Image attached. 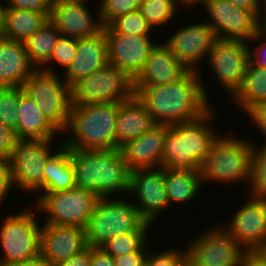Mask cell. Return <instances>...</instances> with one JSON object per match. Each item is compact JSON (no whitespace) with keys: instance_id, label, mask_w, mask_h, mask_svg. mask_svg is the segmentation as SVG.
I'll list each match as a JSON object with an SVG mask.
<instances>
[{"instance_id":"6da1fadb","label":"cell","mask_w":266,"mask_h":266,"mask_svg":"<svg viewBox=\"0 0 266 266\" xmlns=\"http://www.w3.org/2000/svg\"><path fill=\"white\" fill-rule=\"evenodd\" d=\"M200 68L190 70L175 83L159 86H134L156 124L173 126L205 115L212 105L201 82Z\"/></svg>"},{"instance_id":"7a4b0ae2","label":"cell","mask_w":266,"mask_h":266,"mask_svg":"<svg viewBox=\"0 0 266 266\" xmlns=\"http://www.w3.org/2000/svg\"><path fill=\"white\" fill-rule=\"evenodd\" d=\"M70 160L77 187L93 191L99 198H110L119 191L129 192L132 171L124 160L121 148L70 149Z\"/></svg>"},{"instance_id":"3957f363","label":"cell","mask_w":266,"mask_h":266,"mask_svg":"<svg viewBox=\"0 0 266 266\" xmlns=\"http://www.w3.org/2000/svg\"><path fill=\"white\" fill-rule=\"evenodd\" d=\"M213 107L197 120L179 123L167 129L161 167L200 171L219 136L211 127L215 117ZM211 120V121H210Z\"/></svg>"},{"instance_id":"277c9868","label":"cell","mask_w":266,"mask_h":266,"mask_svg":"<svg viewBox=\"0 0 266 266\" xmlns=\"http://www.w3.org/2000/svg\"><path fill=\"white\" fill-rule=\"evenodd\" d=\"M118 103L72 105L63 144L71 150L116 149Z\"/></svg>"},{"instance_id":"5b68a950","label":"cell","mask_w":266,"mask_h":266,"mask_svg":"<svg viewBox=\"0 0 266 266\" xmlns=\"http://www.w3.org/2000/svg\"><path fill=\"white\" fill-rule=\"evenodd\" d=\"M253 143L248 139L219 134L201 166L202 183L216 181L229 184L245 180L249 184Z\"/></svg>"},{"instance_id":"8992f818","label":"cell","mask_w":266,"mask_h":266,"mask_svg":"<svg viewBox=\"0 0 266 266\" xmlns=\"http://www.w3.org/2000/svg\"><path fill=\"white\" fill-rule=\"evenodd\" d=\"M146 221L125 198H100L85 228L88 246L101 247L109 239L138 231Z\"/></svg>"},{"instance_id":"52a82bcc","label":"cell","mask_w":266,"mask_h":266,"mask_svg":"<svg viewBox=\"0 0 266 266\" xmlns=\"http://www.w3.org/2000/svg\"><path fill=\"white\" fill-rule=\"evenodd\" d=\"M23 89L34 100L43 116L61 134L66 132L71 112V86L57 75L35 69Z\"/></svg>"},{"instance_id":"ba28073f","label":"cell","mask_w":266,"mask_h":266,"mask_svg":"<svg viewBox=\"0 0 266 266\" xmlns=\"http://www.w3.org/2000/svg\"><path fill=\"white\" fill-rule=\"evenodd\" d=\"M134 94L133 80L108 62L71 86V104L120 103Z\"/></svg>"},{"instance_id":"9c48e42d","label":"cell","mask_w":266,"mask_h":266,"mask_svg":"<svg viewBox=\"0 0 266 266\" xmlns=\"http://www.w3.org/2000/svg\"><path fill=\"white\" fill-rule=\"evenodd\" d=\"M30 209L21 214L6 215L0 223L1 266L26 261L41 254V230L36 215ZM37 219V220H36Z\"/></svg>"},{"instance_id":"30bf717a","label":"cell","mask_w":266,"mask_h":266,"mask_svg":"<svg viewBox=\"0 0 266 266\" xmlns=\"http://www.w3.org/2000/svg\"><path fill=\"white\" fill-rule=\"evenodd\" d=\"M39 197V198H38ZM36 206L48 215L44 223L85 229L99 197L90 190L75 187L53 193H41Z\"/></svg>"},{"instance_id":"8fae6325","label":"cell","mask_w":266,"mask_h":266,"mask_svg":"<svg viewBox=\"0 0 266 266\" xmlns=\"http://www.w3.org/2000/svg\"><path fill=\"white\" fill-rule=\"evenodd\" d=\"M54 139L18 140L9 159L14 185L29 192H43V173L47 160L54 154Z\"/></svg>"},{"instance_id":"7c38bea8","label":"cell","mask_w":266,"mask_h":266,"mask_svg":"<svg viewBox=\"0 0 266 266\" xmlns=\"http://www.w3.org/2000/svg\"><path fill=\"white\" fill-rule=\"evenodd\" d=\"M206 230L187 246L188 266H240L247 251L222 226Z\"/></svg>"},{"instance_id":"4fadbf2b","label":"cell","mask_w":266,"mask_h":266,"mask_svg":"<svg viewBox=\"0 0 266 266\" xmlns=\"http://www.w3.org/2000/svg\"><path fill=\"white\" fill-rule=\"evenodd\" d=\"M204 5L211 18L206 23L217 39L248 42L258 32V14L254 10L237 7L228 0H210Z\"/></svg>"},{"instance_id":"5bb4252c","label":"cell","mask_w":266,"mask_h":266,"mask_svg":"<svg viewBox=\"0 0 266 266\" xmlns=\"http://www.w3.org/2000/svg\"><path fill=\"white\" fill-rule=\"evenodd\" d=\"M207 58L219 84L230 96L242 85L250 63L249 44L243 40H217Z\"/></svg>"},{"instance_id":"9a60e30c","label":"cell","mask_w":266,"mask_h":266,"mask_svg":"<svg viewBox=\"0 0 266 266\" xmlns=\"http://www.w3.org/2000/svg\"><path fill=\"white\" fill-rule=\"evenodd\" d=\"M129 193L137 196L139 205L134 203V206L141 217L152 225L156 217L170 205L165 186V169L159 167L132 171Z\"/></svg>"},{"instance_id":"2e32d148","label":"cell","mask_w":266,"mask_h":266,"mask_svg":"<svg viewBox=\"0 0 266 266\" xmlns=\"http://www.w3.org/2000/svg\"><path fill=\"white\" fill-rule=\"evenodd\" d=\"M248 197L224 227L246 250H266V199Z\"/></svg>"},{"instance_id":"e0dca14e","label":"cell","mask_w":266,"mask_h":266,"mask_svg":"<svg viewBox=\"0 0 266 266\" xmlns=\"http://www.w3.org/2000/svg\"><path fill=\"white\" fill-rule=\"evenodd\" d=\"M217 40L214 30L204 21L176 30L164 43L188 69L198 71L200 61L208 58Z\"/></svg>"},{"instance_id":"ac0fdd59","label":"cell","mask_w":266,"mask_h":266,"mask_svg":"<svg viewBox=\"0 0 266 266\" xmlns=\"http://www.w3.org/2000/svg\"><path fill=\"white\" fill-rule=\"evenodd\" d=\"M86 1L57 0L51 3L49 20L60 31L61 36L82 39L93 37L104 30L97 10L93 18Z\"/></svg>"},{"instance_id":"d6986e66","label":"cell","mask_w":266,"mask_h":266,"mask_svg":"<svg viewBox=\"0 0 266 266\" xmlns=\"http://www.w3.org/2000/svg\"><path fill=\"white\" fill-rule=\"evenodd\" d=\"M105 34L108 43V62L134 80L143 69L156 42H152L150 36Z\"/></svg>"},{"instance_id":"ffe728a7","label":"cell","mask_w":266,"mask_h":266,"mask_svg":"<svg viewBox=\"0 0 266 266\" xmlns=\"http://www.w3.org/2000/svg\"><path fill=\"white\" fill-rule=\"evenodd\" d=\"M42 225L41 254L53 266L88 247L85 229L50 223Z\"/></svg>"},{"instance_id":"44dd1931","label":"cell","mask_w":266,"mask_h":266,"mask_svg":"<svg viewBox=\"0 0 266 266\" xmlns=\"http://www.w3.org/2000/svg\"><path fill=\"white\" fill-rule=\"evenodd\" d=\"M168 125H154L137 139L128 141L121 147V151L129 169L159 168Z\"/></svg>"},{"instance_id":"7402d4cb","label":"cell","mask_w":266,"mask_h":266,"mask_svg":"<svg viewBox=\"0 0 266 266\" xmlns=\"http://www.w3.org/2000/svg\"><path fill=\"white\" fill-rule=\"evenodd\" d=\"M190 69L179 61L163 43L152 49L139 75L133 80L134 86H159L182 79Z\"/></svg>"},{"instance_id":"603a6c76","label":"cell","mask_w":266,"mask_h":266,"mask_svg":"<svg viewBox=\"0 0 266 266\" xmlns=\"http://www.w3.org/2000/svg\"><path fill=\"white\" fill-rule=\"evenodd\" d=\"M108 63V43L105 31L93 37L77 39L75 58L65 69L64 80L72 86Z\"/></svg>"},{"instance_id":"cb8c5ba5","label":"cell","mask_w":266,"mask_h":266,"mask_svg":"<svg viewBox=\"0 0 266 266\" xmlns=\"http://www.w3.org/2000/svg\"><path fill=\"white\" fill-rule=\"evenodd\" d=\"M156 125L143 102L134 94L118 103L116 123V149L128 141L137 139Z\"/></svg>"},{"instance_id":"d4e9b609","label":"cell","mask_w":266,"mask_h":266,"mask_svg":"<svg viewBox=\"0 0 266 266\" xmlns=\"http://www.w3.org/2000/svg\"><path fill=\"white\" fill-rule=\"evenodd\" d=\"M35 69L23 42L0 37V87L23 86Z\"/></svg>"},{"instance_id":"484cf974","label":"cell","mask_w":266,"mask_h":266,"mask_svg":"<svg viewBox=\"0 0 266 266\" xmlns=\"http://www.w3.org/2000/svg\"><path fill=\"white\" fill-rule=\"evenodd\" d=\"M15 133L19 140L54 139L60 133L43 116L39 107L20 86V102Z\"/></svg>"},{"instance_id":"4316f807","label":"cell","mask_w":266,"mask_h":266,"mask_svg":"<svg viewBox=\"0 0 266 266\" xmlns=\"http://www.w3.org/2000/svg\"><path fill=\"white\" fill-rule=\"evenodd\" d=\"M60 144L48 160L43 173V193L65 191L77 187L73 164L70 160V149Z\"/></svg>"},{"instance_id":"83f0119b","label":"cell","mask_w":266,"mask_h":266,"mask_svg":"<svg viewBox=\"0 0 266 266\" xmlns=\"http://www.w3.org/2000/svg\"><path fill=\"white\" fill-rule=\"evenodd\" d=\"M50 14L51 12L5 8L2 37L23 42L49 21Z\"/></svg>"},{"instance_id":"f1b7e54d","label":"cell","mask_w":266,"mask_h":266,"mask_svg":"<svg viewBox=\"0 0 266 266\" xmlns=\"http://www.w3.org/2000/svg\"><path fill=\"white\" fill-rule=\"evenodd\" d=\"M165 186L169 203H186L199 194L202 187L200 171L165 169Z\"/></svg>"},{"instance_id":"f546056e","label":"cell","mask_w":266,"mask_h":266,"mask_svg":"<svg viewBox=\"0 0 266 266\" xmlns=\"http://www.w3.org/2000/svg\"><path fill=\"white\" fill-rule=\"evenodd\" d=\"M233 99L246 114L257 105L266 103V68L249 63L242 85L232 96Z\"/></svg>"},{"instance_id":"4dcf8cb0","label":"cell","mask_w":266,"mask_h":266,"mask_svg":"<svg viewBox=\"0 0 266 266\" xmlns=\"http://www.w3.org/2000/svg\"><path fill=\"white\" fill-rule=\"evenodd\" d=\"M60 36V31L49 20L41 29L23 41L29 61L36 69H40L49 60Z\"/></svg>"},{"instance_id":"1f68e13d","label":"cell","mask_w":266,"mask_h":266,"mask_svg":"<svg viewBox=\"0 0 266 266\" xmlns=\"http://www.w3.org/2000/svg\"><path fill=\"white\" fill-rule=\"evenodd\" d=\"M150 223H145L138 231L127 233L123 235H117L112 239L105 242L101 248L115 258L123 254H130L139 252L148 242Z\"/></svg>"},{"instance_id":"d6a6232c","label":"cell","mask_w":266,"mask_h":266,"mask_svg":"<svg viewBox=\"0 0 266 266\" xmlns=\"http://www.w3.org/2000/svg\"><path fill=\"white\" fill-rule=\"evenodd\" d=\"M152 26L139 10L118 16L108 26L105 33H125L128 35L150 36Z\"/></svg>"},{"instance_id":"836d02e7","label":"cell","mask_w":266,"mask_h":266,"mask_svg":"<svg viewBox=\"0 0 266 266\" xmlns=\"http://www.w3.org/2000/svg\"><path fill=\"white\" fill-rule=\"evenodd\" d=\"M254 144L250 163V195L253 198L266 199V145Z\"/></svg>"},{"instance_id":"e575fe53","label":"cell","mask_w":266,"mask_h":266,"mask_svg":"<svg viewBox=\"0 0 266 266\" xmlns=\"http://www.w3.org/2000/svg\"><path fill=\"white\" fill-rule=\"evenodd\" d=\"M177 4L174 0H143L139 11L152 28H157L172 20L179 8Z\"/></svg>"},{"instance_id":"d590c367","label":"cell","mask_w":266,"mask_h":266,"mask_svg":"<svg viewBox=\"0 0 266 266\" xmlns=\"http://www.w3.org/2000/svg\"><path fill=\"white\" fill-rule=\"evenodd\" d=\"M20 87H0V122L16 128Z\"/></svg>"},{"instance_id":"8d00e7d4","label":"cell","mask_w":266,"mask_h":266,"mask_svg":"<svg viewBox=\"0 0 266 266\" xmlns=\"http://www.w3.org/2000/svg\"><path fill=\"white\" fill-rule=\"evenodd\" d=\"M76 51L77 39L60 36L49 60L40 69L47 72H55V69L53 70V67H51L53 64L61 65L66 69L75 58Z\"/></svg>"},{"instance_id":"74e56055","label":"cell","mask_w":266,"mask_h":266,"mask_svg":"<svg viewBox=\"0 0 266 266\" xmlns=\"http://www.w3.org/2000/svg\"><path fill=\"white\" fill-rule=\"evenodd\" d=\"M143 0H101L99 17L103 26H108L118 16L139 10Z\"/></svg>"},{"instance_id":"f35d334b","label":"cell","mask_w":266,"mask_h":266,"mask_svg":"<svg viewBox=\"0 0 266 266\" xmlns=\"http://www.w3.org/2000/svg\"><path fill=\"white\" fill-rule=\"evenodd\" d=\"M146 266H188V255L184 251L167 250L160 253H147Z\"/></svg>"},{"instance_id":"ab89813d","label":"cell","mask_w":266,"mask_h":266,"mask_svg":"<svg viewBox=\"0 0 266 266\" xmlns=\"http://www.w3.org/2000/svg\"><path fill=\"white\" fill-rule=\"evenodd\" d=\"M18 140L15 130L0 122V159L11 158Z\"/></svg>"},{"instance_id":"60d3db41","label":"cell","mask_w":266,"mask_h":266,"mask_svg":"<svg viewBox=\"0 0 266 266\" xmlns=\"http://www.w3.org/2000/svg\"><path fill=\"white\" fill-rule=\"evenodd\" d=\"M6 8L23 9L35 12H51L49 0H7Z\"/></svg>"},{"instance_id":"b9f144b4","label":"cell","mask_w":266,"mask_h":266,"mask_svg":"<svg viewBox=\"0 0 266 266\" xmlns=\"http://www.w3.org/2000/svg\"><path fill=\"white\" fill-rule=\"evenodd\" d=\"M13 186L15 185L10 162L6 159H0V203L5 201V197L9 195Z\"/></svg>"},{"instance_id":"7bdbcfd3","label":"cell","mask_w":266,"mask_h":266,"mask_svg":"<svg viewBox=\"0 0 266 266\" xmlns=\"http://www.w3.org/2000/svg\"><path fill=\"white\" fill-rule=\"evenodd\" d=\"M261 39H263V41ZM255 40L260 41L261 44L257 46L254 51L249 47L250 63L255 67L266 68V38L262 37L257 32L247 43L249 44L250 41L253 42Z\"/></svg>"},{"instance_id":"ee69618b","label":"cell","mask_w":266,"mask_h":266,"mask_svg":"<svg viewBox=\"0 0 266 266\" xmlns=\"http://www.w3.org/2000/svg\"><path fill=\"white\" fill-rule=\"evenodd\" d=\"M147 244L136 253L123 254L113 258L115 266H143L147 256Z\"/></svg>"},{"instance_id":"f6af8a7d","label":"cell","mask_w":266,"mask_h":266,"mask_svg":"<svg viewBox=\"0 0 266 266\" xmlns=\"http://www.w3.org/2000/svg\"><path fill=\"white\" fill-rule=\"evenodd\" d=\"M240 266H266V250H247Z\"/></svg>"},{"instance_id":"bcb514c9","label":"cell","mask_w":266,"mask_h":266,"mask_svg":"<svg viewBox=\"0 0 266 266\" xmlns=\"http://www.w3.org/2000/svg\"><path fill=\"white\" fill-rule=\"evenodd\" d=\"M247 115L256 124V127L266 136V103L257 105ZM266 145V143H264Z\"/></svg>"},{"instance_id":"7dc6e473","label":"cell","mask_w":266,"mask_h":266,"mask_svg":"<svg viewBox=\"0 0 266 266\" xmlns=\"http://www.w3.org/2000/svg\"><path fill=\"white\" fill-rule=\"evenodd\" d=\"M91 263V246L83 251L71 256L68 260L62 261L56 266H90Z\"/></svg>"},{"instance_id":"c3c4849f","label":"cell","mask_w":266,"mask_h":266,"mask_svg":"<svg viewBox=\"0 0 266 266\" xmlns=\"http://www.w3.org/2000/svg\"><path fill=\"white\" fill-rule=\"evenodd\" d=\"M90 266H115L113 257L107 254L101 247H91Z\"/></svg>"},{"instance_id":"681fc988","label":"cell","mask_w":266,"mask_h":266,"mask_svg":"<svg viewBox=\"0 0 266 266\" xmlns=\"http://www.w3.org/2000/svg\"><path fill=\"white\" fill-rule=\"evenodd\" d=\"M8 266H53V265L48 259H46L42 254H40L34 258L19 263H14Z\"/></svg>"},{"instance_id":"f907efd6","label":"cell","mask_w":266,"mask_h":266,"mask_svg":"<svg viewBox=\"0 0 266 266\" xmlns=\"http://www.w3.org/2000/svg\"><path fill=\"white\" fill-rule=\"evenodd\" d=\"M258 33L266 38V10H263L258 14Z\"/></svg>"},{"instance_id":"816d5d0a","label":"cell","mask_w":266,"mask_h":266,"mask_svg":"<svg viewBox=\"0 0 266 266\" xmlns=\"http://www.w3.org/2000/svg\"><path fill=\"white\" fill-rule=\"evenodd\" d=\"M251 10H254L257 14L266 10V0H251Z\"/></svg>"},{"instance_id":"f5cc1de1","label":"cell","mask_w":266,"mask_h":266,"mask_svg":"<svg viewBox=\"0 0 266 266\" xmlns=\"http://www.w3.org/2000/svg\"><path fill=\"white\" fill-rule=\"evenodd\" d=\"M237 7L246 8L251 10V0H228Z\"/></svg>"},{"instance_id":"db71d44e","label":"cell","mask_w":266,"mask_h":266,"mask_svg":"<svg viewBox=\"0 0 266 266\" xmlns=\"http://www.w3.org/2000/svg\"><path fill=\"white\" fill-rule=\"evenodd\" d=\"M6 6L0 4V37L2 36L3 27H4V12Z\"/></svg>"},{"instance_id":"11a10c76","label":"cell","mask_w":266,"mask_h":266,"mask_svg":"<svg viewBox=\"0 0 266 266\" xmlns=\"http://www.w3.org/2000/svg\"><path fill=\"white\" fill-rule=\"evenodd\" d=\"M208 1H210V0H187V5H189V7H190V5H195V4L201 3L204 6V4Z\"/></svg>"},{"instance_id":"9f6ffc18","label":"cell","mask_w":266,"mask_h":266,"mask_svg":"<svg viewBox=\"0 0 266 266\" xmlns=\"http://www.w3.org/2000/svg\"><path fill=\"white\" fill-rule=\"evenodd\" d=\"M176 3H178V5L179 4H181V6H182V4L184 5H186L187 6V0H174Z\"/></svg>"},{"instance_id":"6f0895ef","label":"cell","mask_w":266,"mask_h":266,"mask_svg":"<svg viewBox=\"0 0 266 266\" xmlns=\"http://www.w3.org/2000/svg\"><path fill=\"white\" fill-rule=\"evenodd\" d=\"M51 3L56 2L57 0H49Z\"/></svg>"}]
</instances>
